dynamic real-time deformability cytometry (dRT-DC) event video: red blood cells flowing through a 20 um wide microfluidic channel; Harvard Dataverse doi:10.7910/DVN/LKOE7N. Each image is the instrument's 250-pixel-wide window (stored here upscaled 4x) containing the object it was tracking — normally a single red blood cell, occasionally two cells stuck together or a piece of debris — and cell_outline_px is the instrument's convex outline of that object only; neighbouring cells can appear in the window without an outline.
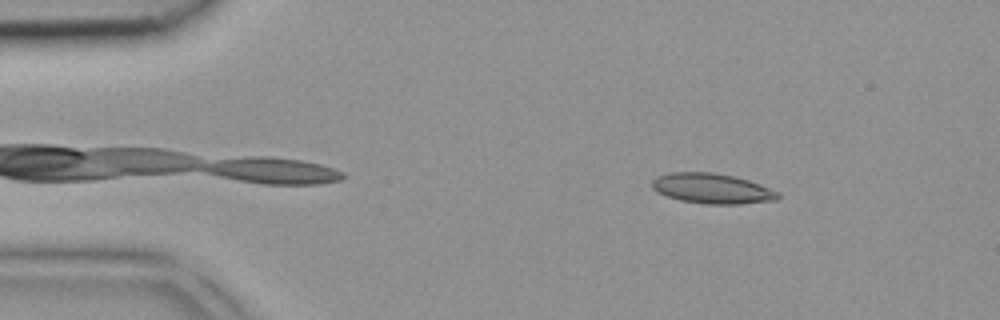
{"species": "common noctule bat (a hibernating species)", "species_latin": "Nyctalus noctula", "temperature_condition": "room temperature", "stored_images_in_passage": 41, "camera_frame_rate_fps": 3000, "um_per_image_px": 0.085, "animal": {"sex": "female", "body_mass_g": 18.4}, "frame": {"image": 1, "passage_image": 5, "time_ms": 1.333, "image_size_px": [1000, 320], "cell_outline_px": [[780, 196], [776, 200], [740, 204], [704, 204], [680, 200], [656, 192], [652, 188], [652, 180], [656, 176], [672, 172], [712, 172], [732, 176], [748, 180], [760, 184], [780, 192]], "centroid_in_image_um": [60.52, 16.02], "position_along_channel_um": 24.5, "area_um2": 22.2}}
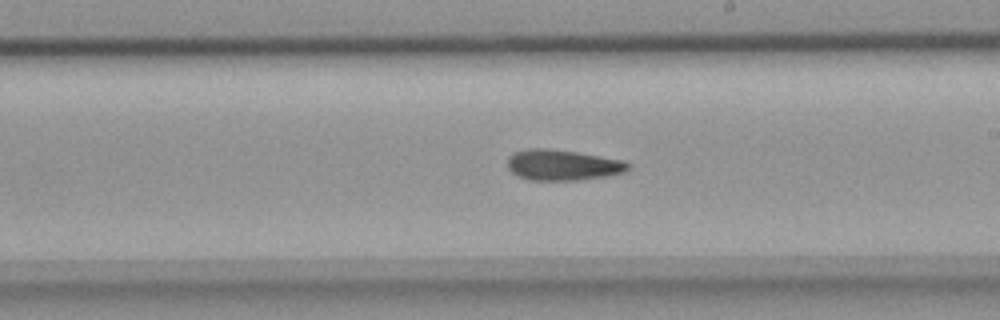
{"frame": {"image": 2, "passage_image": 23, "time_ms": 7.333, "image_size_px": [1000, 320], "cell_outline_px": [[632, 164], [624, 172], [604, 176], [576, 180], [532, 180], [520, 176], [512, 172], [508, 168], [508, 156], [512, 152], [528, 148], [544, 148], [576, 152], [624, 160]], "centroid_in_image_um": [47.81, 14.01], "position_along_channel_um": 241.2, "area_um2": 21.44}}
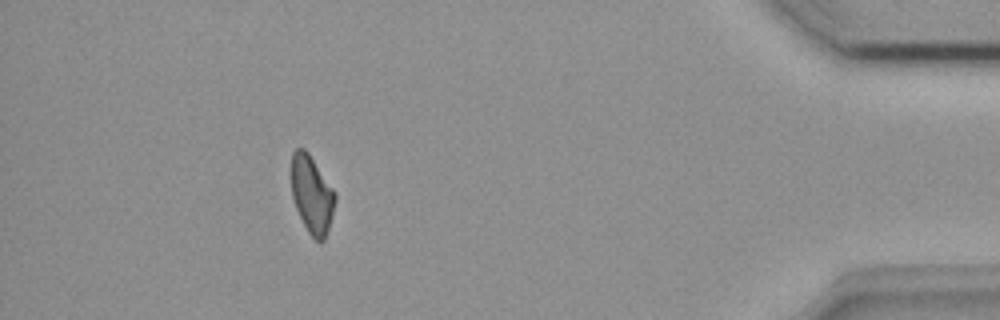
{"frame": {"image": 3, "passage_image": 37, "time_ms": 12.0, "image_size_px": [1000, 320], "cell_outline_px": [[336, 200], [328, 232], [324, 240], [320, 244], [308, 232], [296, 208], [292, 196], [292, 152], [296, 148], [304, 148], [308, 152], [336, 192]], "centroid_in_image_um": [26.53, 16.54], "position_along_channel_um": 408.7, "area_um2": 19.83}}